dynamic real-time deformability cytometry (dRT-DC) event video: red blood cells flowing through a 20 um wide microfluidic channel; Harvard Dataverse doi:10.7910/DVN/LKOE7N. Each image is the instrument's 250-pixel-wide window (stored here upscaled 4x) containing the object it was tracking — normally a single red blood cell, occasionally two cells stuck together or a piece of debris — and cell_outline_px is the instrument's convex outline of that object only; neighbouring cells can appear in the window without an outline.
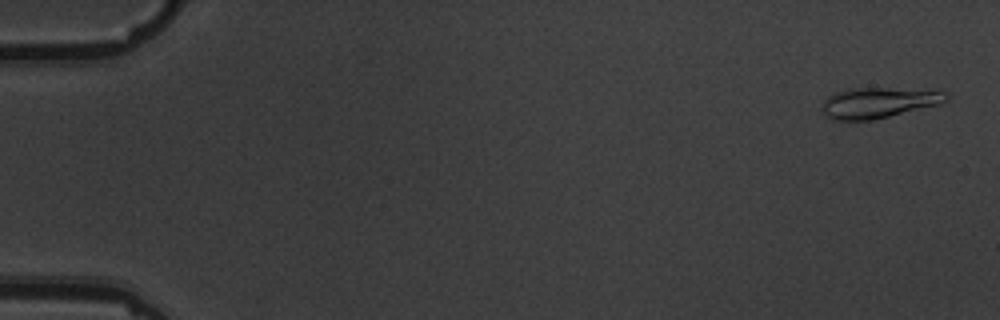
{"species": "common noctule bat (a hibernating species)", "species_latin": "Nyctalus noctula", "temperature_condition": "warm", "stored_images_in_passage": 4, "camera_frame_rate_fps": 3000, "um_per_image_px": 0.085, "animal": {"sex": "male", "body_mass_g": 19.5, "forearm_length_mm": 54.6}, "frame": {"image": 1, "passage_image": 1, "time_ms": 0.0, "image_size_px": [1000, 320], "cell_outline_px": [[948, 100], [940, 104], [872, 120], [832, 120], [820, 108], [824, 100], [828, 96], [836, 92], [856, 88], [888, 88], [944, 92], [948, 96]], "centroid_in_image_um": [74.63, 8.74], "position_along_channel_um": 10.4, "area_um2": 21.73}}